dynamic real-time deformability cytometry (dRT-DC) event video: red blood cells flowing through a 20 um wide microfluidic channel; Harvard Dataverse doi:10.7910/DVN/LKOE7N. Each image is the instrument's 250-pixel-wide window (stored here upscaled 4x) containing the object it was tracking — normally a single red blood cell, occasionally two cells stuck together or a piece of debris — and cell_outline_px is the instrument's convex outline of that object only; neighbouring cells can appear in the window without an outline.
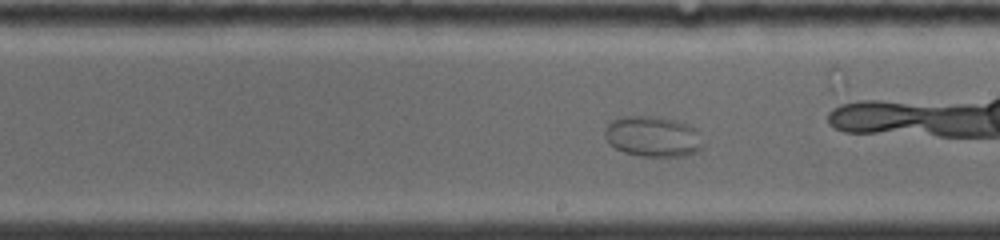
{"species": "common noctule bat (a hibernating species)", "species_latin": "Nyctalus noctula", "temperature_condition": "warm", "stored_images_in_passage": 29, "camera_frame_rate_fps": 5000, "um_per_image_px": 0.085, "animal": {"sex": "female", "body_mass_g": 19.0, "forearm_length_mm": 53.3}, "frame": {"image": 1, "passage_image": 17, "time_ms": 7.4, "image_size_px": [1000, 240], "cell_outline_px": [[700, 148], [696, 152], [688, 156], [640, 156], [624, 152], [608, 144], [604, 136], [604, 128], [612, 120], [620, 116], [656, 116], [676, 120], [688, 124], [692, 128], [700, 144]], "centroid_in_image_um": [55.38, 11.6], "position_along_channel_um": 233.6, "area_um2": 23.0}}